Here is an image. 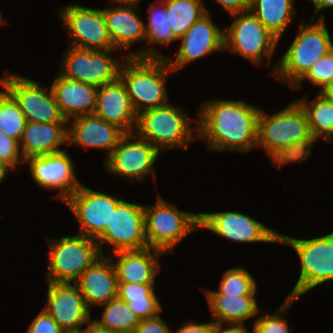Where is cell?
<instances>
[{
	"label": "cell",
	"mask_w": 333,
	"mask_h": 333,
	"mask_svg": "<svg viewBox=\"0 0 333 333\" xmlns=\"http://www.w3.org/2000/svg\"><path fill=\"white\" fill-rule=\"evenodd\" d=\"M19 142L0 131V160L10 165L13 169L18 162L24 164V158H20Z\"/></svg>",
	"instance_id": "39"
},
{
	"label": "cell",
	"mask_w": 333,
	"mask_h": 333,
	"mask_svg": "<svg viewBox=\"0 0 333 333\" xmlns=\"http://www.w3.org/2000/svg\"><path fill=\"white\" fill-rule=\"evenodd\" d=\"M181 46L176 54V59L172 60L169 57L161 55L159 51L154 49L139 50L131 52L124 57H139V58H166L170 68L177 72L186 64L205 57L207 54L217 52L224 49V30H221L218 25L214 24L210 13L207 12L198 21H196L179 39Z\"/></svg>",
	"instance_id": "10"
},
{
	"label": "cell",
	"mask_w": 333,
	"mask_h": 333,
	"mask_svg": "<svg viewBox=\"0 0 333 333\" xmlns=\"http://www.w3.org/2000/svg\"><path fill=\"white\" fill-rule=\"evenodd\" d=\"M333 49L324 16L317 22H301L299 31L274 67L276 78L294 87L310 70L313 63Z\"/></svg>",
	"instance_id": "3"
},
{
	"label": "cell",
	"mask_w": 333,
	"mask_h": 333,
	"mask_svg": "<svg viewBox=\"0 0 333 333\" xmlns=\"http://www.w3.org/2000/svg\"><path fill=\"white\" fill-rule=\"evenodd\" d=\"M112 258L111 255L107 258L102 255L75 283L89 309L106 304L117 297L118 281Z\"/></svg>",
	"instance_id": "21"
},
{
	"label": "cell",
	"mask_w": 333,
	"mask_h": 333,
	"mask_svg": "<svg viewBox=\"0 0 333 333\" xmlns=\"http://www.w3.org/2000/svg\"><path fill=\"white\" fill-rule=\"evenodd\" d=\"M68 123L26 122L22 138L21 157L24 160L64 151L60 145L68 143Z\"/></svg>",
	"instance_id": "25"
},
{
	"label": "cell",
	"mask_w": 333,
	"mask_h": 333,
	"mask_svg": "<svg viewBox=\"0 0 333 333\" xmlns=\"http://www.w3.org/2000/svg\"><path fill=\"white\" fill-rule=\"evenodd\" d=\"M214 322L197 324L195 322H187L182 325L175 333H212Z\"/></svg>",
	"instance_id": "43"
},
{
	"label": "cell",
	"mask_w": 333,
	"mask_h": 333,
	"mask_svg": "<svg viewBox=\"0 0 333 333\" xmlns=\"http://www.w3.org/2000/svg\"><path fill=\"white\" fill-rule=\"evenodd\" d=\"M174 71L166 58L125 57L119 79L124 84L136 114L167 105V73Z\"/></svg>",
	"instance_id": "2"
},
{
	"label": "cell",
	"mask_w": 333,
	"mask_h": 333,
	"mask_svg": "<svg viewBox=\"0 0 333 333\" xmlns=\"http://www.w3.org/2000/svg\"><path fill=\"white\" fill-rule=\"evenodd\" d=\"M227 325L228 328L223 329L222 323H214V328L212 333H249L244 324H227Z\"/></svg>",
	"instance_id": "44"
},
{
	"label": "cell",
	"mask_w": 333,
	"mask_h": 333,
	"mask_svg": "<svg viewBox=\"0 0 333 333\" xmlns=\"http://www.w3.org/2000/svg\"><path fill=\"white\" fill-rule=\"evenodd\" d=\"M28 162L32 179L45 189L59 190L57 199L65 202L82 184L75 176L73 160L66 152L34 156Z\"/></svg>",
	"instance_id": "18"
},
{
	"label": "cell",
	"mask_w": 333,
	"mask_h": 333,
	"mask_svg": "<svg viewBox=\"0 0 333 333\" xmlns=\"http://www.w3.org/2000/svg\"><path fill=\"white\" fill-rule=\"evenodd\" d=\"M135 133L161 149L187 148L195 139L191 119L177 106L167 104L137 114Z\"/></svg>",
	"instance_id": "4"
},
{
	"label": "cell",
	"mask_w": 333,
	"mask_h": 333,
	"mask_svg": "<svg viewBox=\"0 0 333 333\" xmlns=\"http://www.w3.org/2000/svg\"><path fill=\"white\" fill-rule=\"evenodd\" d=\"M13 168L7 163L0 160V182L4 181L7 176V172H10Z\"/></svg>",
	"instance_id": "48"
},
{
	"label": "cell",
	"mask_w": 333,
	"mask_h": 333,
	"mask_svg": "<svg viewBox=\"0 0 333 333\" xmlns=\"http://www.w3.org/2000/svg\"><path fill=\"white\" fill-rule=\"evenodd\" d=\"M257 288L244 296L205 295L208 301L214 323L244 324L259 313L255 299Z\"/></svg>",
	"instance_id": "27"
},
{
	"label": "cell",
	"mask_w": 333,
	"mask_h": 333,
	"mask_svg": "<svg viewBox=\"0 0 333 333\" xmlns=\"http://www.w3.org/2000/svg\"><path fill=\"white\" fill-rule=\"evenodd\" d=\"M121 198L85 187L83 184L65 201L80 225L79 234L97 239L110 222Z\"/></svg>",
	"instance_id": "17"
},
{
	"label": "cell",
	"mask_w": 333,
	"mask_h": 333,
	"mask_svg": "<svg viewBox=\"0 0 333 333\" xmlns=\"http://www.w3.org/2000/svg\"><path fill=\"white\" fill-rule=\"evenodd\" d=\"M44 310L67 333H80L91 318L90 309L73 283H49Z\"/></svg>",
	"instance_id": "19"
},
{
	"label": "cell",
	"mask_w": 333,
	"mask_h": 333,
	"mask_svg": "<svg viewBox=\"0 0 333 333\" xmlns=\"http://www.w3.org/2000/svg\"><path fill=\"white\" fill-rule=\"evenodd\" d=\"M217 1L230 15L250 10L251 0H214Z\"/></svg>",
	"instance_id": "42"
},
{
	"label": "cell",
	"mask_w": 333,
	"mask_h": 333,
	"mask_svg": "<svg viewBox=\"0 0 333 333\" xmlns=\"http://www.w3.org/2000/svg\"><path fill=\"white\" fill-rule=\"evenodd\" d=\"M161 196L153 206L144 205L147 246L171 252L189 233L199 229V214L178 210Z\"/></svg>",
	"instance_id": "6"
},
{
	"label": "cell",
	"mask_w": 333,
	"mask_h": 333,
	"mask_svg": "<svg viewBox=\"0 0 333 333\" xmlns=\"http://www.w3.org/2000/svg\"><path fill=\"white\" fill-rule=\"evenodd\" d=\"M133 333H173L159 315L141 319Z\"/></svg>",
	"instance_id": "41"
},
{
	"label": "cell",
	"mask_w": 333,
	"mask_h": 333,
	"mask_svg": "<svg viewBox=\"0 0 333 333\" xmlns=\"http://www.w3.org/2000/svg\"><path fill=\"white\" fill-rule=\"evenodd\" d=\"M101 320L96 321L101 327L117 333H133L140 323L139 317L118 297L103 304Z\"/></svg>",
	"instance_id": "32"
},
{
	"label": "cell",
	"mask_w": 333,
	"mask_h": 333,
	"mask_svg": "<svg viewBox=\"0 0 333 333\" xmlns=\"http://www.w3.org/2000/svg\"><path fill=\"white\" fill-rule=\"evenodd\" d=\"M201 0H165L168 23L177 40L202 16L209 12Z\"/></svg>",
	"instance_id": "31"
},
{
	"label": "cell",
	"mask_w": 333,
	"mask_h": 333,
	"mask_svg": "<svg viewBox=\"0 0 333 333\" xmlns=\"http://www.w3.org/2000/svg\"><path fill=\"white\" fill-rule=\"evenodd\" d=\"M100 252L104 243L114 247L112 251L140 250L148 247L145 238L144 205L122 200L110 217L104 232L96 239Z\"/></svg>",
	"instance_id": "13"
},
{
	"label": "cell",
	"mask_w": 333,
	"mask_h": 333,
	"mask_svg": "<svg viewBox=\"0 0 333 333\" xmlns=\"http://www.w3.org/2000/svg\"><path fill=\"white\" fill-rule=\"evenodd\" d=\"M323 97L333 100V79L326 84L319 92Z\"/></svg>",
	"instance_id": "47"
},
{
	"label": "cell",
	"mask_w": 333,
	"mask_h": 333,
	"mask_svg": "<svg viewBox=\"0 0 333 333\" xmlns=\"http://www.w3.org/2000/svg\"><path fill=\"white\" fill-rule=\"evenodd\" d=\"M304 79L321 87L320 90L333 79V49L316 60L307 74L292 89H300Z\"/></svg>",
	"instance_id": "38"
},
{
	"label": "cell",
	"mask_w": 333,
	"mask_h": 333,
	"mask_svg": "<svg viewBox=\"0 0 333 333\" xmlns=\"http://www.w3.org/2000/svg\"><path fill=\"white\" fill-rule=\"evenodd\" d=\"M48 282L76 283L83 272L102 256L96 239L77 234L47 239Z\"/></svg>",
	"instance_id": "5"
},
{
	"label": "cell",
	"mask_w": 333,
	"mask_h": 333,
	"mask_svg": "<svg viewBox=\"0 0 333 333\" xmlns=\"http://www.w3.org/2000/svg\"><path fill=\"white\" fill-rule=\"evenodd\" d=\"M310 137L307 114L297 100L273 115L260 110L256 146L263 147L269 157L289 144Z\"/></svg>",
	"instance_id": "8"
},
{
	"label": "cell",
	"mask_w": 333,
	"mask_h": 333,
	"mask_svg": "<svg viewBox=\"0 0 333 333\" xmlns=\"http://www.w3.org/2000/svg\"><path fill=\"white\" fill-rule=\"evenodd\" d=\"M72 37L70 46L89 50L116 49L108 33L102 9L69 5L59 11Z\"/></svg>",
	"instance_id": "14"
},
{
	"label": "cell",
	"mask_w": 333,
	"mask_h": 333,
	"mask_svg": "<svg viewBox=\"0 0 333 333\" xmlns=\"http://www.w3.org/2000/svg\"><path fill=\"white\" fill-rule=\"evenodd\" d=\"M159 154L160 152L150 142L137 138L135 133H129L120 139L118 145L105 159V167L110 173L127 177L132 182L134 179L140 182L148 174L155 175L153 165Z\"/></svg>",
	"instance_id": "15"
},
{
	"label": "cell",
	"mask_w": 333,
	"mask_h": 333,
	"mask_svg": "<svg viewBox=\"0 0 333 333\" xmlns=\"http://www.w3.org/2000/svg\"><path fill=\"white\" fill-rule=\"evenodd\" d=\"M152 251V252H151ZM117 262L113 265L118 283H155L160 271L158 257L164 252L146 247L140 250H123L113 252Z\"/></svg>",
	"instance_id": "24"
},
{
	"label": "cell",
	"mask_w": 333,
	"mask_h": 333,
	"mask_svg": "<svg viewBox=\"0 0 333 333\" xmlns=\"http://www.w3.org/2000/svg\"><path fill=\"white\" fill-rule=\"evenodd\" d=\"M317 141L316 138L311 136L306 140H299L286 147L279 149L274 153L271 158L280 168L283 164L289 162H302L312 154L311 147Z\"/></svg>",
	"instance_id": "37"
},
{
	"label": "cell",
	"mask_w": 333,
	"mask_h": 333,
	"mask_svg": "<svg viewBox=\"0 0 333 333\" xmlns=\"http://www.w3.org/2000/svg\"><path fill=\"white\" fill-rule=\"evenodd\" d=\"M50 88L65 120L94 113L97 86L67 78L59 73Z\"/></svg>",
	"instance_id": "23"
},
{
	"label": "cell",
	"mask_w": 333,
	"mask_h": 333,
	"mask_svg": "<svg viewBox=\"0 0 333 333\" xmlns=\"http://www.w3.org/2000/svg\"><path fill=\"white\" fill-rule=\"evenodd\" d=\"M0 86L18 103L27 122L68 123L61 115L51 88L48 90L25 76L9 74Z\"/></svg>",
	"instance_id": "11"
},
{
	"label": "cell",
	"mask_w": 333,
	"mask_h": 333,
	"mask_svg": "<svg viewBox=\"0 0 333 333\" xmlns=\"http://www.w3.org/2000/svg\"><path fill=\"white\" fill-rule=\"evenodd\" d=\"M3 21H4V19L2 18V14L0 12V24L4 23Z\"/></svg>",
	"instance_id": "50"
},
{
	"label": "cell",
	"mask_w": 333,
	"mask_h": 333,
	"mask_svg": "<svg viewBox=\"0 0 333 333\" xmlns=\"http://www.w3.org/2000/svg\"><path fill=\"white\" fill-rule=\"evenodd\" d=\"M117 297L126 302L140 320L157 316L163 310L154 283H118Z\"/></svg>",
	"instance_id": "29"
},
{
	"label": "cell",
	"mask_w": 333,
	"mask_h": 333,
	"mask_svg": "<svg viewBox=\"0 0 333 333\" xmlns=\"http://www.w3.org/2000/svg\"><path fill=\"white\" fill-rule=\"evenodd\" d=\"M93 114L109 124L117 126L125 134L132 133V129L136 126L137 114L131 105L126 88L119 78L112 83L98 87L96 108Z\"/></svg>",
	"instance_id": "22"
},
{
	"label": "cell",
	"mask_w": 333,
	"mask_h": 333,
	"mask_svg": "<svg viewBox=\"0 0 333 333\" xmlns=\"http://www.w3.org/2000/svg\"><path fill=\"white\" fill-rule=\"evenodd\" d=\"M296 299L287 297L280 305L279 312L266 314L254 321V333H289L288 321L282 317Z\"/></svg>",
	"instance_id": "36"
},
{
	"label": "cell",
	"mask_w": 333,
	"mask_h": 333,
	"mask_svg": "<svg viewBox=\"0 0 333 333\" xmlns=\"http://www.w3.org/2000/svg\"><path fill=\"white\" fill-rule=\"evenodd\" d=\"M68 126L70 127L67 134L69 145L108 149L106 158L125 135L120 128L94 114L74 117V121H68Z\"/></svg>",
	"instance_id": "20"
},
{
	"label": "cell",
	"mask_w": 333,
	"mask_h": 333,
	"mask_svg": "<svg viewBox=\"0 0 333 333\" xmlns=\"http://www.w3.org/2000/svg\"><path fill=\"white\" fill-rule=\"evenodd\" d=\"M250 11L280 40L294 19V0H251Z\"/></svg>",
	"instance_id": "28"
},
{
	"label": "cell",
	"mask_w": 333,
	"mask_h": 333,
	"mask_svg": "<svg viewBox=\"0 0 333 333\" xmlns=\"http://www.w3.org/2000/svg\"><path fill=\"white\" fill-rule=\"evenodd\" d=\"M115 50L117 49L89 50L69 45L62 60L60 73L67 78L97 87L112 83L119 78L123 62H118L112 54Z\"/></svg>",
	"instance_id": "12"
},
{
	"label": "cell",
	"mask_w": 333,
	"mask_h": 333,
	"mask_svg": "<svg viewBox=\"0 0 333 333\" xmlns=\"http://www.w3.org/2000/svg\"><path fill=\"white\" fill-rule=\"evenodd\" d=\"M136 6L104 8L103 16L114 47L130 50L132 44L146 40L145 23L137 16Z\"/></svg>",
	"instance_id": "26"
},
{
	"label": "cell",
	"mask_w": 333,
	"mask_h": 333,
	"mask_svg": "<svg viewBox=\"0 0 333 333\" xmlns=\"http://www.w3.org/2000/svg\"><path fill=\"white\" fill-rule=\"evenodd\" d=\"M112 3H120V6H138L140 0H110Z\"/></svg>",
	"instance_id": "49"
},
{
	"label": "cell",
	"mask_w": 333,
	"mask_h": 333,
	"mask_svg": "<svg viewBox=\"0 0 333 333\" xmlns=\"http://www.w3.org/2000/svg\"><path fill=\"white\" fill-rule=\"evenodd\" d=\"M26 122L14 98L6 90L0 91V131L20 142Z\"/></svg>",
	"instance_id": "33"
},
{
	"label": "cell",
	"mask_w": 333,
	"mask_h": 333,
	"mask_svg": "<svg viewBox=\"0 0 333 333\" xmlns=\"http://www.w3.org/2000/svg\"><path fill=\"white\" fill-rule=\"evenodd\" d=\"M312 1L313 5L315 6V12L313 14V18L310 20L313 21L314 16L317 14L318 11L323 10L324 8L333 7V0H310Z\"/></svg>",
	"instance_id": "46"
},
{
	"label": "cell",
	"mask_w": 333,
	"mask_h": 333,
	"mask_svg": "<svg viewBox=\"0 0 333 333\" xmlns=\"http://www.w3.org/2000/svg\"><path fill=\"white\" fill-rule=\"evenodd\" d=\"M87 327L83 330H81L80 333H117V332H113L110 331L104 327H101L96 321H89L87 323Z\"/></svg>",
	"instance_id": "45"
},
{
	"label": "cell",
	"mask_w": 333,
	"mask_h": 333,
	"mask_svg": "<svg viewBox=\"0 0 333 333\" xmlns=\"http://www.w3.org/2000/svg\"><path fill=\"white\" fill-rule=\"evenodd\" d=\"M279 243L291 245L301 265L297 283L287 297L298 299L310 289L333 280V232L308 240L279 234Z\"/></svg>",
	"instance_id": "7"
},
{
	"label": "cell",
	"mask_w": 333,
	"mask_h": 333,
	"mask_svg": "<svg viewBox=\"0 0 333 333\" xmlns=\"http://www.w3.org/2000/svg\"><path fill=\"white\" fill-rule=\"evenodd\" d=\"M159 1V2H158ZM148 9V26L145 25L146 41L152 45L159 43L160 45H168L177 39L174 36L173 30L168 23L166 14L165 0H158ZM157 3V5H155ZM161 5V6H160ZM160 6V8H159Z\"/></svg>",
	"instance_id": "34"
},
{
	"label": "cell",
	"mask_w": 333,
	"mask_h": 333,
	"mask_svg": "<svg viewBox=\"0 0 333 333\" xmlns=\"http://www.w3.org/2000/svg\"><path fill=\"white\" fill-rule=\"evenodd\" d=\"M260 109L243 100L205 101L198 111V137L214 151L236 150L244 153L256 147Z\"/></svg>",
	"instance_id": "1"
},
{
	"label": "cell",
	"mask_w": 333,
	"mask_h": 333,
	"mask_svg": "<svg viewBox=\"0 0 333 333\" xmlns=\"http://www.w3.org/2000/svg\"><path fill=\"white\" fill-rule=\"evenodd\" d=\"M307 96L297 100L305 110L311 136L322 137L327 142L333 139V100L323 97L320 93L309 103Z\"/></svg>",
	"instance_id": "30"
},
{
	"label": "cell",
	"mask_w": 333,
	"mask_h": 333,
	"mask_svg": "<svg viewBox=\"0 0 333 333\" xmlns=\"http://www.w3.org/2000/svg\"><path fill=\"white\" fill-rule=\"evenodd\" d=\"M234 22L224 30V50L234 52L254 64H261L262 56L271 61L279 39L249 10L231 14Z\"/></svg>",
	"instance_id": "9"
},
{
	"label": "cell",
	"mask_w": 333,
	"mask_h": 333,
	"mask_svg": "<svg viewBox=\"0 0 333 333\" xmlns=\"http://www.w3.org/2000/svg\"><path fill=\"white\" fill-rule=\"evenodd\" d=\"M257 288L255 279L244 268H232L225 271L219 291L204 290L205 295H250Z\"/></svg>",
	"instance_id": "35"
},
{
	"label": "cell",
	"mask_w": 333,
	"mask_h": 333,
	"mask_svg": "<svg viewBox=\"0 0 333 333\" xmlns=\"http://www.w3.org/2000/svg\"><path fill=\"white\" fill-rule=\"evenodd\" d=\"M199 228H206L234 242H279L278 232L236 211L199 213Z\"/></svg>",
	"instance_id": "16"
},
{
	"label": "cell",
	"mask_w": 333,
	"mask_h": 333,
	"mask_svg": "<svg viewBox=\"0 0 333 333\" xmlns=\"http://www.w3.org/2000/svg\"><path fill=\"white\" fill-rule=\"evenodd\" d=\"M26 333H67L43 309L31 322Z\"/></svg>",
	"instance_id": "40"
}]
</instances>
